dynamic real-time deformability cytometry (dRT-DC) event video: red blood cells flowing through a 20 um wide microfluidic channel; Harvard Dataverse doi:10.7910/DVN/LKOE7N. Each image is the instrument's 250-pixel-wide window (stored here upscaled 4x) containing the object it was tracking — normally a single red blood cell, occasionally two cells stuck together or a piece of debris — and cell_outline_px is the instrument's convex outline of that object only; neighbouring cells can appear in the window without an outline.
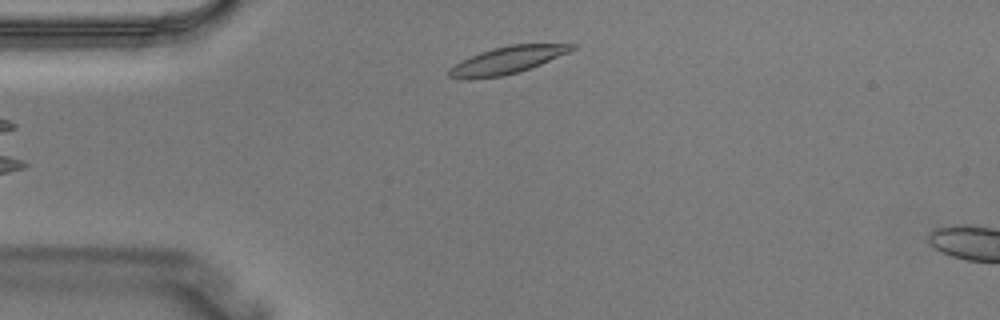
{"species": "Egyptian fruit bat (a non-hibernating species)", "species_latin": "Rousettus aegyptiacus", "temperature_condition": "warm", "stored_images_in_passage": 3, "camera_frame_rate_fps": 3000, "um_per_image_px": 0.085, "animal": {"sex": "male"}, "frame": {"image": 1, "passage_image": 3, "time_ms": 0.667, "image_size_px": [1000, 320], "cell_outline_px": [[580, 44], [576, 48], [568, 52], [540, 64], [520, 72], [504, 76], [448, 76], [448, 68], [460, 60], [480, 52], [492, 48], [508, 44]], "centroid_in_image_um": [43.18, 5.06], "position_along_channel_um": 41.8, "area_um2": 18.9}}